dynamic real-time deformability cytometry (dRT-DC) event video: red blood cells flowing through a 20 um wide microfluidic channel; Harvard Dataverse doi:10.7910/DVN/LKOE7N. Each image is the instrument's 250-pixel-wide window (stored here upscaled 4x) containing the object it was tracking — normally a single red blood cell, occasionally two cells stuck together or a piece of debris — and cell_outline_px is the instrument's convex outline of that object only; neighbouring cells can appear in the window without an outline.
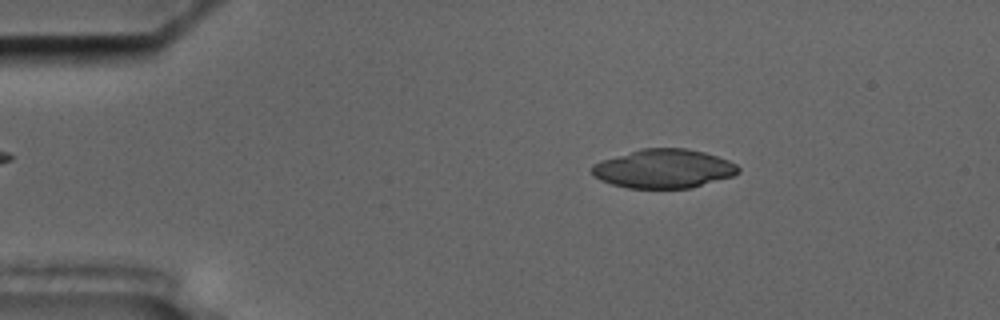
{"species": "common noctule bat (a hibernating species)", "species_latin": "Nyctalus noctula", "temperature_condition": "cold", "stored_images_in_passage": 55, "camera_frame_rate_fps": 3000, "um_per_image_px": 0.085, "animal": {"sex": "male", "body_mass_g": 17.5, "forearm_length_mm": 52.3}, "frame": {"image": 1, "passage_image": 9, "time_ms": 2.667, "image_size_px": [1000, 320], "cell_outline_px": [[740, 172], [732, 176], [692, 188], [628, 188], [612, 184], [600, 180], [592, 176], [592, 164], [640, 148], [688, 148], [704, 152], [728, 160], [736, 164], [740, 168]], "centroid_in_image_um": [56.42, 14.34], "position_along_channel_um": 28.6, "area_um2": 33.18}}